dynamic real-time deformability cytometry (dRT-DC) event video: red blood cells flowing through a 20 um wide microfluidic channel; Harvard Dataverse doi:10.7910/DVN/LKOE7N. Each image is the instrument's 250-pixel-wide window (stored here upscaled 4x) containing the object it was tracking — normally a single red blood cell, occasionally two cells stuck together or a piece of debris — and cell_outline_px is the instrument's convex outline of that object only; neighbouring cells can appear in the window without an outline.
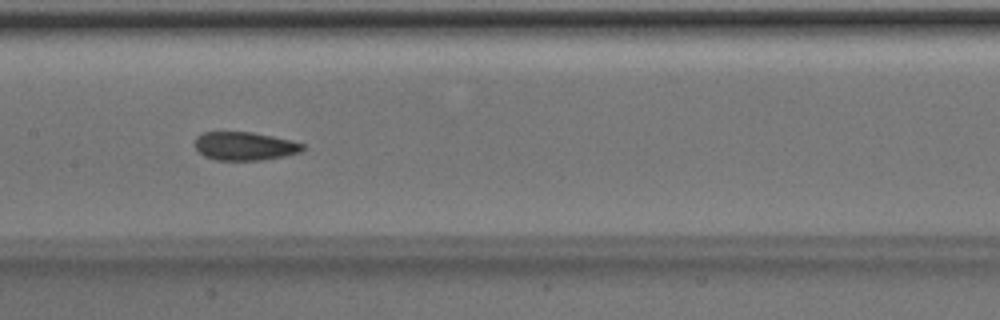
{"species": "Egyptian fruit bat (a non-hibernating species)", "species_latin": "Rousettus aegyptiacus", "temperature_condition": "room temperature", "stored_images_in_passage": 48, "camera_frame_rate_fps": 3000, "um_per_image_px": 0.085, "animal": {"sex": "male"}, "frame": {"image": 1, "passage_image": 23, "time_ms": 7.333, "image_size_px": [1000, 320], "cell_outline_px": [[304, 148], [300, 152], [284, 156], [264, 160], [216, 160], [204, 156], [196, 148], [196, 136], [204, 132], [252, 132], [292, 140], [304, 144]], "centroid_in_image_um": [20.81, 12.42], "position_along_channel_um": 186.6, "area_um2": 17.8}}
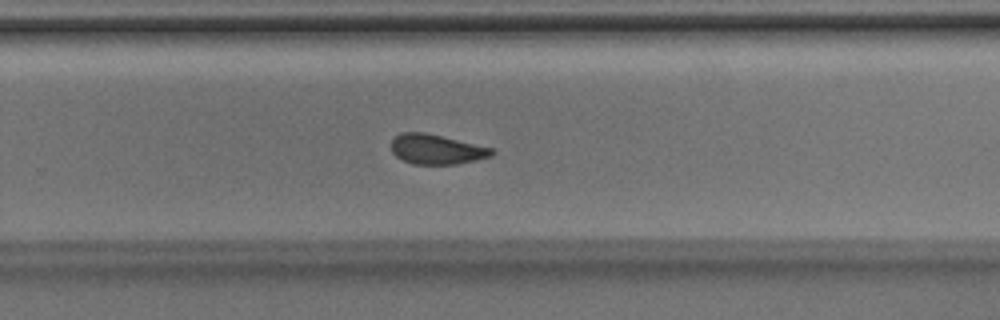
{"frame": {"image": 2, "passage_image": 31, "time_ms": 10.0, "image_size_px": [1000, 320], "cell_outline_px": [[496, 152], [492, 156], [476, 160], [456, 164], [412, 164], [396, 156], [392, 152], [392, 140], [400, 132], [424, 132], [492, 148]], "centroid_in_image_um": [37.1, 12.69], "position_along_channel_um": 292.7, "area_um2": 17.34}}
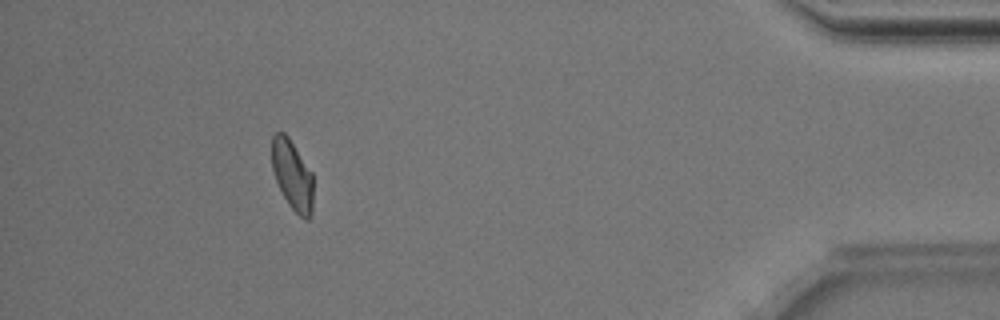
{"frame": {"image": 3, "passage_image": 44, "time_ms": 14.333, "image_size_px": [1000, 320], "cell_outline_px": [[312, 216], [308, 220], [304, 220], [288, 204], [276, 180], [272, 168], [272, 136], [276, 132], [284, 132], [288, 136], [312, 172]], "centroid_in_image_um": [24.85, 14.88], "position_along_channel_um": 410.3, "area_um2": 16.76}, "authors_computed_cell_mechanics": {"area_um2": 18.3804, "velocity_mm_per_s": 4.0, "shape_relaxation_time_tau1_ms": 4.5009, "shape_relaxation_time_tau2_ms": 1.6825, "deformation_change_tau1": 0.1041, "deformation_change_tau2": 0.0613}}